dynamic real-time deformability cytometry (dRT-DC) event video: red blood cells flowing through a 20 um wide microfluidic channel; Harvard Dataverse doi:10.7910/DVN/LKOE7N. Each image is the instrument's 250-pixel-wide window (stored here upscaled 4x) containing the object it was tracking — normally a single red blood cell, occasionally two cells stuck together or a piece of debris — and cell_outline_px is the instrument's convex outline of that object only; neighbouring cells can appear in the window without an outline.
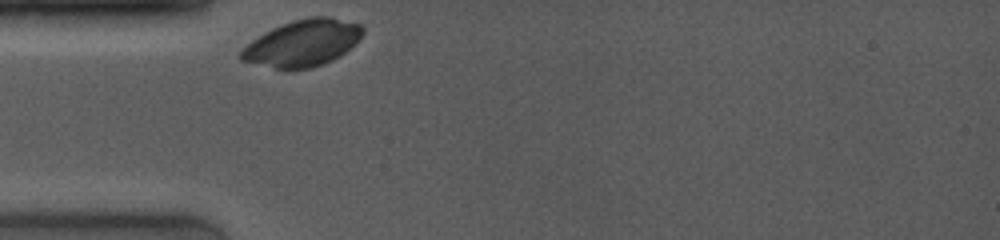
{"species": "common noctule bat (a hibernating species)", "species_latin": "Nyctalus noctula", "temperature_condition": "room temperature", "stored_images_in_passage": 3, "camera_frame_rate_fps": 4000, "um_per_image_px": 0.085, "animal": {"sex": "female", "body_mass_g": 19.0, "forearm_length_mm": 53.3}, "frame": {"image": 1, "passage_image": 1, "time_ms": 0.0, "image_size_px": [1000, 240], "cell_outline_px": [[364, 32], [344, 52], [332, 60], [308, 68], [276, 68], [240, 60], [236, 56], [252, 40], [264, 32], [272, 28], [292, 20], [308, 16], [328, 16], [360, 24], [364, 28]], "centroid_in_image_um": [25.69, 3.63], "position_along_channel_um": 59.3, "area_um2": 32.43}}